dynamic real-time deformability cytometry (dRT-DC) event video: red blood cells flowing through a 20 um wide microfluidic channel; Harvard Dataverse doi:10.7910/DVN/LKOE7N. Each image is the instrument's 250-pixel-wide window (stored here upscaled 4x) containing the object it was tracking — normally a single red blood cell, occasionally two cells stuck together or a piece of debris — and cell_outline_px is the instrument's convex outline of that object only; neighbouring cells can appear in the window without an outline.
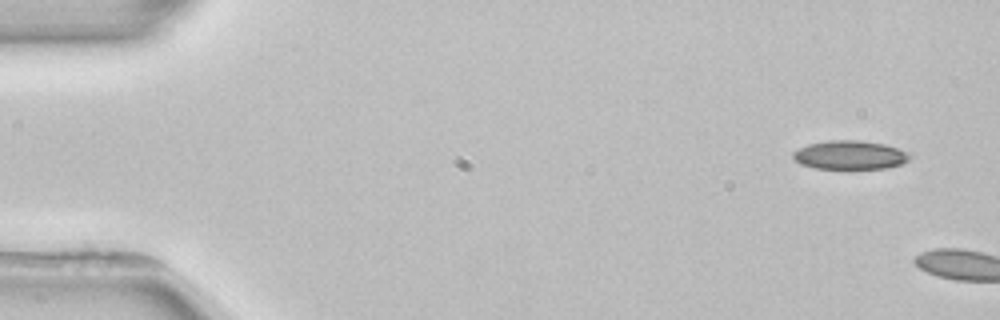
{"species": "common noctule bat (a hibernating species)", "species_latin": "Nyctalus noctula", "temperature_condition": "room temperature", "stored_images_in_passage": 2, "camera_frame_rate_fps": 3000, "um_per_image_px": 0.085, "animal": {"sex": "female", "body_mass_g": 22.7, "forearm_length_mm": 54.2}, "frame": {"image": 1, "passage_image": 1, "time_ms": 0.0, "image_size_px": [1000, 320], "cell_outline_px": [[912, 156], [908, 160], [900, 164], [884, 168], [816, 168], [800, 164], [792, 156], [792, 152], [808, 144], [828, 140], [860, 140], [884, 144], [900, 148], [912, 152]], "centroid_in_image_um": [72.28, 13.16], "position_along_channel_um": 12.7, "area_um2": 19.59}}